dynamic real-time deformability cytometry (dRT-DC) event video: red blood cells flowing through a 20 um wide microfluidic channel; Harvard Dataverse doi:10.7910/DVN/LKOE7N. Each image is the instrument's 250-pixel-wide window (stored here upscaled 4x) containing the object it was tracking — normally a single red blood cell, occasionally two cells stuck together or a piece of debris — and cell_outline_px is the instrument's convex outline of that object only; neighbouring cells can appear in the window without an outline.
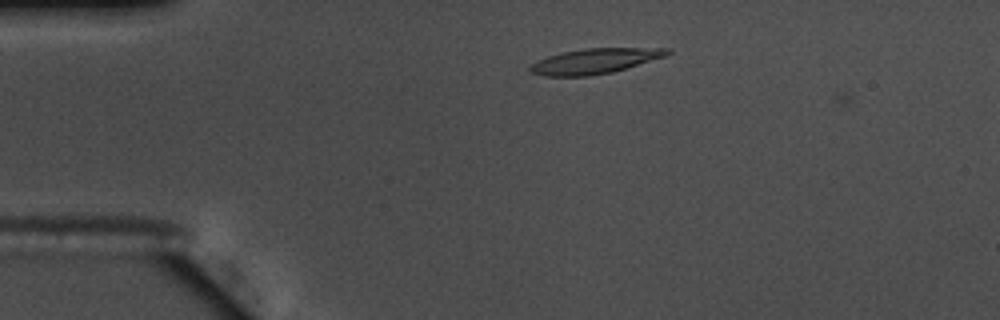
{"species": "common noctule bat (a hibernating species)", "species_latin": "Nyctalus noctula", "temperature_condition": "warm", "stored_images_in_passage": 2, "camera_frame_rate_fps": 3000, "um_per_image_px": 0.085, "animal": {"sex": "male", "body_mass_g": 17.5, "forearm_length_mm": 52.3}, "frame": {"image": 1, "passage_image": 1, "time_ms": 0.0, "image_size_px": [1000, 320], "cell_outline_px": [[672, 52], [668, 56], [612, 72], [588, 76], [544, 76], [528, 72], [528, 68], [536, 60], [548, 56], [564, 52], [584, 48], [668, 48]], "centroid_in_image_um": [50.56, 5.19], "position_along_channel_um": 34.4, "area_um2": 20.23}}